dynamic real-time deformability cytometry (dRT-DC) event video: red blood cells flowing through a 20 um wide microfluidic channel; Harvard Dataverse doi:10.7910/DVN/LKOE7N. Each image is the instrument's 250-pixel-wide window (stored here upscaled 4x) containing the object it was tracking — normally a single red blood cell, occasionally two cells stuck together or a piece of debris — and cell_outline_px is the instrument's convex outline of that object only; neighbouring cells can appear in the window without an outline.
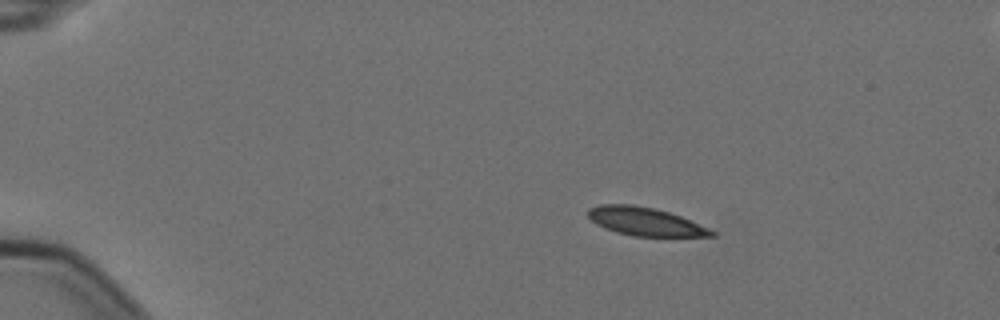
{"species": "Egyptian fruit bat (a non-hibernating species)", "species_latin": "Rousettus aegyptiacus", "temperature_condition": "cold", "stored_images_in_passage": 4, "camera_frame_rate_fps": 3000, "um_per_image_px": 0.085, "animal": {"sex": "female"}, "frame": {"image": 1, "passage_image": 3, "time_ms": 0.667, "image_size_px": [1000, 320], "cell_outline_px": [[716, 236], [636, 236], [616, 232], [604, 228], [596, 224], [588, 216], [588, 208], [600, 204], [632, 204], [652, 208], [668, 212], [680, 216], [708, 228], [716, 232]], "centroid_in_image_um": [54.81, 18.82], "position_along_channel_um": 30.2, "area_um2": 20.11}}